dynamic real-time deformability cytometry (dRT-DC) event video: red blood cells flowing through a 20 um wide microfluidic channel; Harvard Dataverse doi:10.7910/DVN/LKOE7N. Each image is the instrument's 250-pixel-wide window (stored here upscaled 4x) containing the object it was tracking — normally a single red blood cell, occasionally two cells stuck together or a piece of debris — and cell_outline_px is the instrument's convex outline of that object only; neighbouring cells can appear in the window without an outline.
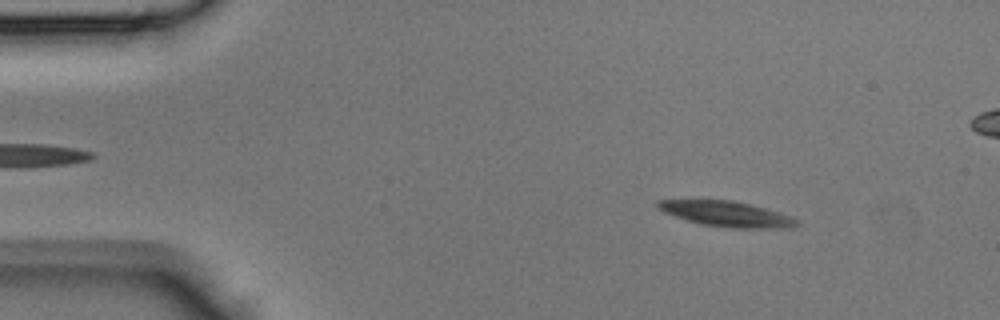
{"species": "Egyptian fruit bat (a non-hibernating species)", "species_latin": "Rousettus aegyptiacus", "temperature_condition": "room temperature", "stored_images_in_passage": 43, "camera_frame_rate_fps": 3000, "um_per_image_px": 0.085, "animal": {"sex": "male"}, "frame": {"image": 1, "passage_image": 5, "time_ms": 1.333, "image_size_px": [1000, 320], "cell_outline_px": [[800, 224], [780, 228], [732, 228], [704, 224], [688, 220], [664, 212], [656, 208], [656, 200], [732, 200], [764, 208], [792, 216], [800, 220]], "centroid_in_image_um": [61.76, 18.18], "position_along_channel_um": 23.2, "area_um2": 20.23}}
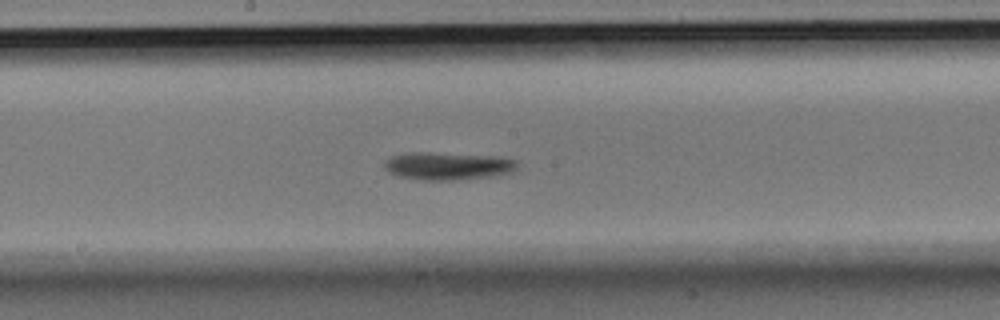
{"frame": {"image": 2, "passage_image": 22, "time_ms": 7.0, "image_size_px": [1000, 320], "cell_outline_px": [[516, 168], [512, 172], [492, 176], [456, 180], [420, 180], [396, 176], [388, 172], [384, 168], [384, 160], [392, 156], [412, 152], [424, 152], [500, 156], [516, 160]], "centroid_in_image_um": [38.03, 14.11], "position_along_channel_um": 210.2, "area_um2": 21.62}}
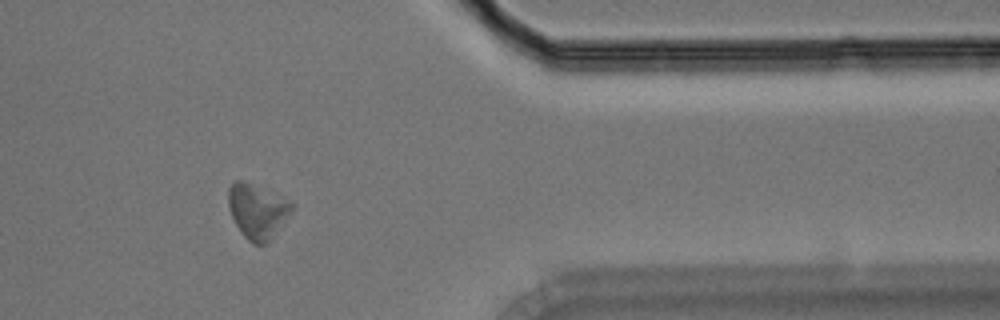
{"frame": {"image": 3, "passage_image": 35, "time_ms": 11.333, "image_size_px": [1000, 320], "cell_outline_px": [[292, 208], [268, 244], [252, 244], [244, 236], [236, 224], [232, 216], [228, 204], [228, 188], [236, 180], [244, 180], [288, 200], [292, 204]], "centroid_in_image_um": [21.83, 17.95], "position_along_channel_um": 389.6, "area_um2": 19.71}}